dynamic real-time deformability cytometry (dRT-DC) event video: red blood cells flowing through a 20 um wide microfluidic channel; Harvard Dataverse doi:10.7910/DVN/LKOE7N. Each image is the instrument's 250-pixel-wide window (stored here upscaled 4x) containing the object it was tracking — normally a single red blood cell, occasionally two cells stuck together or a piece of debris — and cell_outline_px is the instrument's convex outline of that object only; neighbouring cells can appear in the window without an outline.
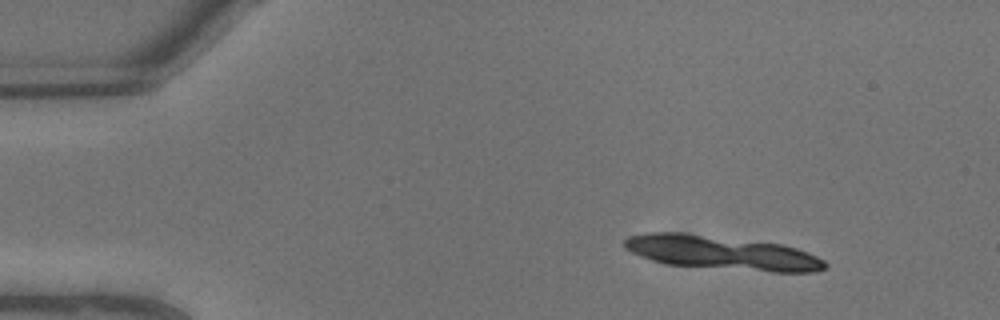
{"species": "common noctule bat (a hibernating species)", "species_latin": "Nyctalus noctula", "temperature_condition": "warm", "stored_images_in_passage": 6, "segment_of_instrument_passage": [1, 2], "camera_frame_rate_fps": 3000, "um_per_image_px": 0.085, "animal": {"sex": "male", "body_mass_g": 13.3}, "frame": {"image": 1, "passage_image": 2, "time_ms": 0.333, "image_size_px": [1000, 320], "cell_outline_px": [[828, 264], [824, 268], [816, 272], [772, 272], [668, 264], [652, 260], [640, 256], [624, 248], [624, 240], [628, 236], [644, 232], [680, 232], [784, 244], [808, 252], [824, 260]], "centroid_in_image_um": [61.35, 21.47], "position_along_channel_um": 23.6, "area_um2": 39.65}}